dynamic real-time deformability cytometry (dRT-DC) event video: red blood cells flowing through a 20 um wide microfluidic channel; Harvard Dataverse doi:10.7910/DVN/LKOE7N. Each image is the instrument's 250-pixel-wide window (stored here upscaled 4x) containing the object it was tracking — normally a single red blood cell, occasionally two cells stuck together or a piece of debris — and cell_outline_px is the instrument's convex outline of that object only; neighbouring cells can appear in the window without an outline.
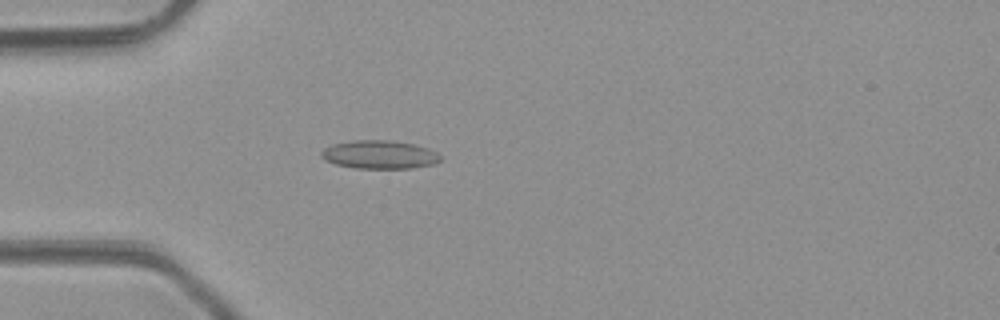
{"species": "common noctule bat (a hibernating species)", "species_latin": "Nyctalus noctula", "temperature_condition": "room temperature", "stored_images_in_passage": 49, "camera_frame_rate_fps": 3000, "um_per_image_px": 0.085, "animal": {"sex": "male", "body_mass_g": 23.1, "forearm_length_mm": 52.7}, "frame": {"image": 1, "passage_image": 15, "time_ms": 4.667, "image_size_px": [1000, 320], "cell_outline_px": [[440, 160], [436, 164], [412, 168], [356, 168], [336, 164], [324, 160], [320, 156], [320, 152], [324, 148], [332, 144], [352, 140], [392, 140], [412, 144], [428, 148], [436, 152], [440, 156]], "centroid_in_image_um": [32.23, 13.14], "position_along_channel_um": 52.8, "area_um2": 19.77}}
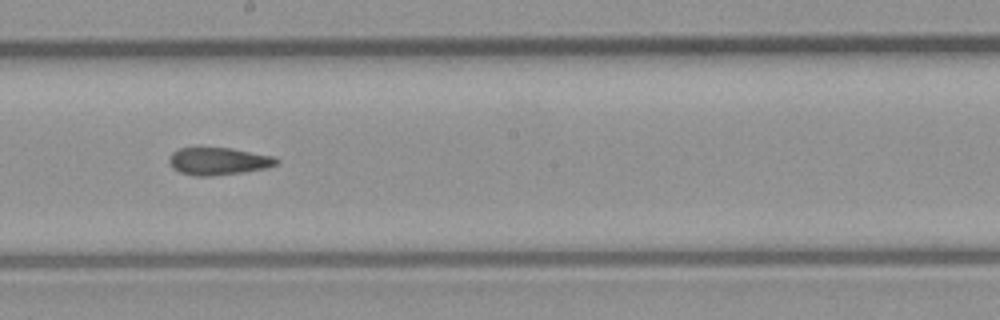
{"frame": {"image": 2, "passage_image": 28, "time_ms": 9.0, "image_size_px": [1000, 320], "cell_outline_px": [[280, 160], [276, 164], [268, 168], [244, 172], [208, 176], [196, 176], [180, 172], [172, 168], [168, 160], [172, 152], [180, 148], [200, 144], [232, 148], [272, 156]], "centroid_in_image_um": [18.51, 13.65], "position_along_channel_um": 229.7, "area_um2": 17.86}}
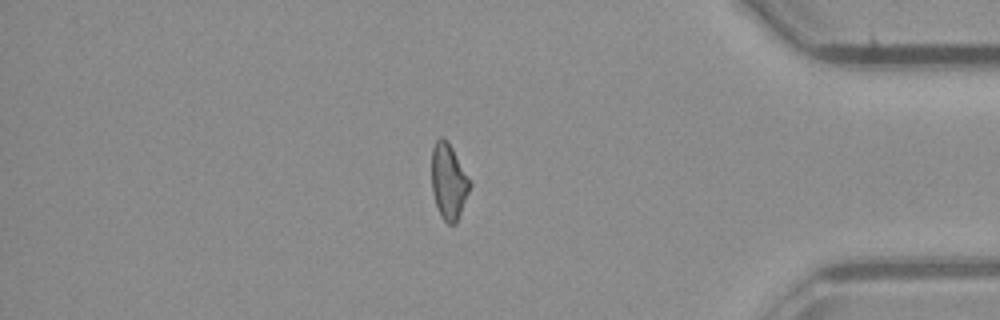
{"frame": {"image": 3, "passage_image": 42, "time_ms": 13.667, "image_size_px": [1000, 320], "cell_outline_px": [[472, 184], [456, 224], [448, 224], [440, 216], [432, 192], [432, 148], [436, 140], [440, 136], [444, 136], [448, 140]], "centroid_in_image_um": [38.13, 15.41], "position_along_channel_um": 397.1, "area_um2": 16.88}, "authors_computed_cell_mechanics": {"area_um2": 17.6868, "velocity_mm_per_s": 4.2877, "shape_relaxation_time_tau1_ms": null, "shape_relaxation_time_tau2_ms": 6.0588, "deformation_change_tau1": null, "deformation_change_tau2": 0.1495}}